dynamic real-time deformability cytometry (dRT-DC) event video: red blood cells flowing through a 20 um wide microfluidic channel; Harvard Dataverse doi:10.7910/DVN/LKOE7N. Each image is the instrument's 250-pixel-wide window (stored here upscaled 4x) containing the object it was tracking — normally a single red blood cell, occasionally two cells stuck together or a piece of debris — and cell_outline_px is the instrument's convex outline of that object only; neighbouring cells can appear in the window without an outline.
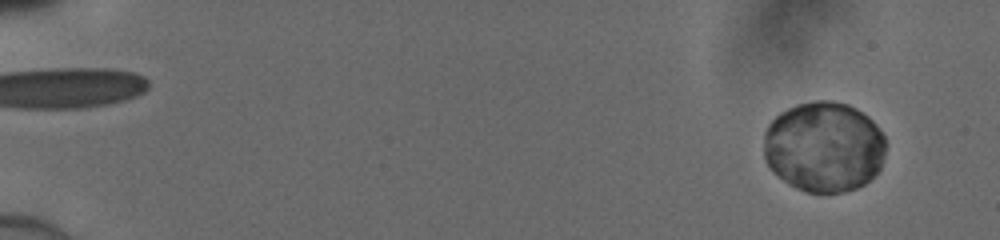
{"species": "human", "species_latin": "Homo sapiens", "temperature_condition": "cold", "stored_images_in_passage": 51, "camera_frame_rate_fps": 3000, "um_per_image_px": 0.085, "donor": {"sex": "male"}, "frame": {"image": 1, "passage_image": 4, "time_ms": 1.0, "image_size_px": [1000, 240], "cell_outline_px": [[884, 156], [880, 168], [864, 184], [856, 188], [844, 192], [808, 192], [796, 188], [788, 184], [768, 164], [764, 156], [764, 132], [768, 124], [780, 112], [796, 104], [816, 100], [828, 100], [848, 104], [856, 108], [868, 116], [876, 124], [884, 136]], "centroid_in_image_um": [70.03, 12.46], "position_along_channel_um": 15.0, "area_um2": 64.33}}
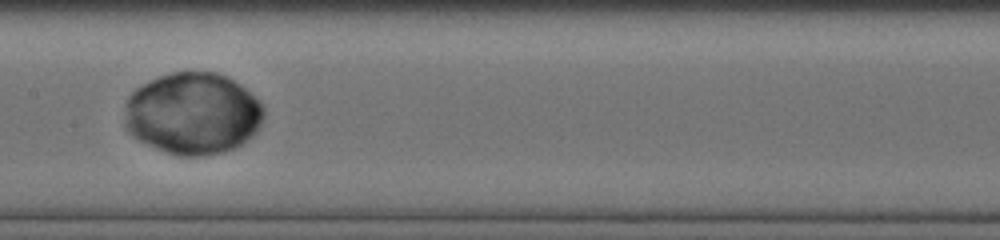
{"frame": {"image": 2, "passage_image": 29, "time_ms": 9.333, "image_size_px": [1000, 240], "cell_outline_px": [[264, 116], [256, 132], [240, 144], [224, 152], [200, 156], [180, 156], [168, 152], [140, 140], [132, 136], [124, 124], [128, 96], [136, 88], [160, 76], [172, 72], [216, 72], [240, 84], [260, 104], [264, 112]], "centroid_in_image_um": [16.38, 9.65], "position_along_channel_um": 191.0, "area_um2": 65.6}}
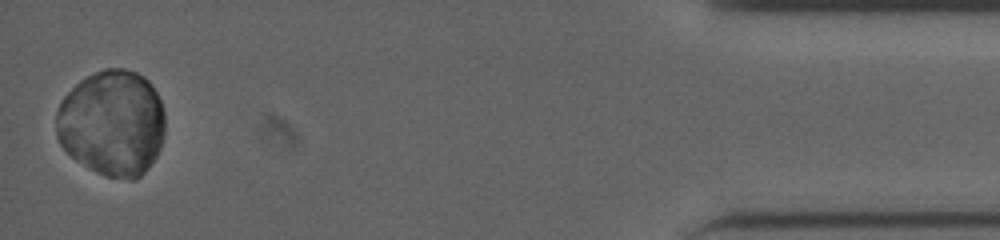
{"frame": {"image": 3, "passage_image": 51, "time_ms": 16.667, "image_size_px": [1000, 240], "cell_outline_px": [[164, 136], [160, 148], [156, 156], [144, 172], [140, 176], [132, 180], [128, 180], [108, 176], [96, 172], [76, 160], [60, 144], [56, 136], [56, 112], [64, 96], [80, 80], [104, 68], [124, 68], [136, 72], [144, 76], [152, 84], [160, 100], [164, 112]], "centroid_in_image_um": [9.53, 10.45], "position_along_channel_um": 425.7, "area_um2": 67.45}}